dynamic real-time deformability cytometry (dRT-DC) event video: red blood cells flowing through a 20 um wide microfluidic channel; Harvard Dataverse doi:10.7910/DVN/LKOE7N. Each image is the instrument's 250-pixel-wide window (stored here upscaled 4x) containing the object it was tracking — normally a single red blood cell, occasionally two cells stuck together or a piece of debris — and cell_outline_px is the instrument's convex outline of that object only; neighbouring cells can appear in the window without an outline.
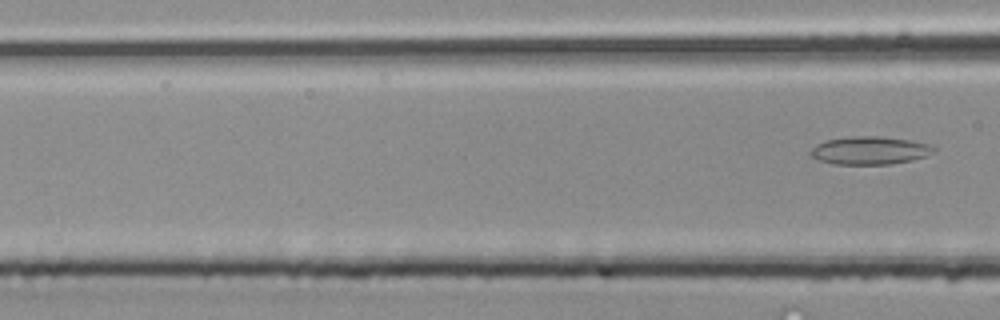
{"species": "common noctule bat (a hibernating species)", "species_latin": "Nyctalus noctula", "temperature_condition": "room temperature", "stored_images_in_passage": 4, "camera_frame_rate_fps": 3000, "um_per_image_px": 0.085, "animal": {"sex": "male", "body_mass_g": 20.4}, "frame": {"image": 1, "passage_image": 4, "time_ms": 1.0, "image_size_px": [1000, 320], "cell_outline_px": [[936, 152], [912, 160], [888, 164], [832, 164], [820, 160], [812, 156], [808, 152], [816, 144], [828, 140], [852, 136], [876, 136], [908, 140], [928, 144], [936, 148]], "centroid_in_image_um": [73.92, 12.79], "position_along_channel_um": 92.7, "area_um2": 19.88}}